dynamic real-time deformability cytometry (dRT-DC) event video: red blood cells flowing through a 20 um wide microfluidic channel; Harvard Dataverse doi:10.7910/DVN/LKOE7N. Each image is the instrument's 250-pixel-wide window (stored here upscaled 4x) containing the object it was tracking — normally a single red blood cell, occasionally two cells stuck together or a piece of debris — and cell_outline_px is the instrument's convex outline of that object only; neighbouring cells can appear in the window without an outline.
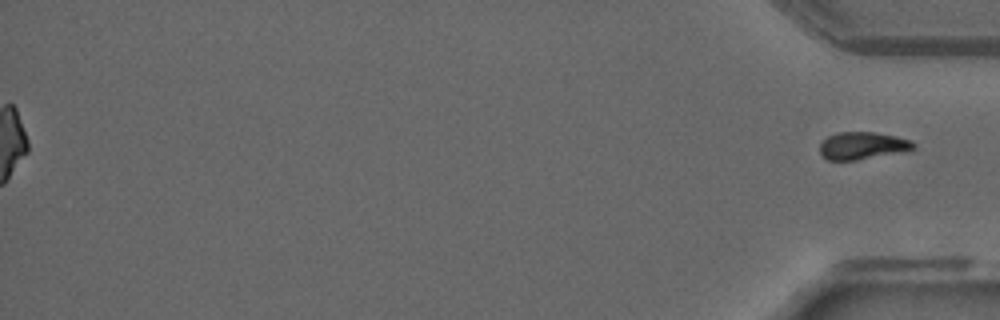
{"species": "common noctule bat (a hibernating species)", "species_latin": "Nyctalus noctula", "temperature_condition": "warm", "stored_images_in_passage": 36, "segment_of_instrument_passage": [2, 2], "camera_frame_rate_fps": 3000, "um_per_image_px": 0.085, "animal": {"sex": "male", "forearm_length_mm": 52.5}, "frame": {"image": 1, "passage_image": 36, "time_ms": 11.667, "image_size_px": [1000, 320], "cell_outline_px": [[916, 148], [908, 152], [856, 160], [828, 160], [820, 152], [820, 144], [828, 136], [836, 132], [876, 132], [896, 136], [912, 140], [916, 144]], "centroid_in_image_um": [73.39, 12.38], "position_along_channel_um": 361.8, "area_um2": 15.26}}